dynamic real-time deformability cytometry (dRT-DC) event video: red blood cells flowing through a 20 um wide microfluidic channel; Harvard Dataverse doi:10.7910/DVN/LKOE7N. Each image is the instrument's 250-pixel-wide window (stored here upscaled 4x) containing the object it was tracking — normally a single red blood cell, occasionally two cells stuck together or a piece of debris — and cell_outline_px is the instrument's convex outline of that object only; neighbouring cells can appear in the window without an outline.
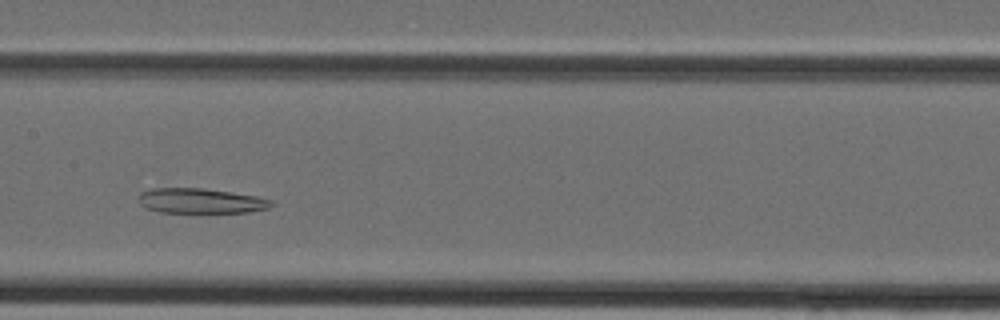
{"species": "Egyptian fruit bat (a non-hibernating species)", "species_latin": "Rousettus aegyptiacus", "temperature_condition": "cold", "stored_images_in_passage": 34, "camera_frame_rate_fps": 3000, "um_per_image_px": 0.085, "animal": {"sex": "female"}, "frame": {"image": 1, "passage_image": 14, "time_ms": 4.333, "image_size_px": [1000, 320], "cell_outline_px": [[276, 204], [268, 208], [248, 212], [160, 212], [144, 208], [140, 204], [140, 192], [152, 188], [204, 188], [256, 196], [272, 200]], "centroid_in_image_um": [17.06, 17.07], "position_along_channel_um": 190.3, "area_um2": 19.31}}
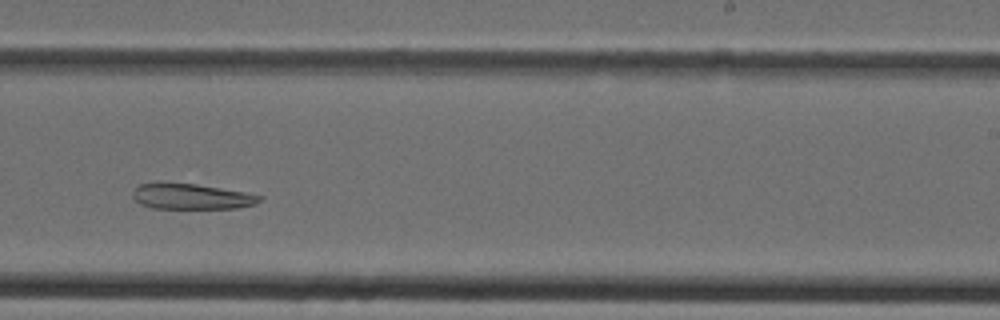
{"frame": {"image": 2, "passage_image": 19, "time_ms": 6.0, "image_size_px": [1000, 320], "cell_outline_px": [[264, 196], [256, 204], [236, 208], [152, 208], [140, 204], [132, 196], [132, 192], [140, 184], [160, 180], [196, 184], [244, 192]], "centroid_in_image_um": [16.21, 16.67], "position_along_channel_um": 272.8, "area_um2": 19.25}}
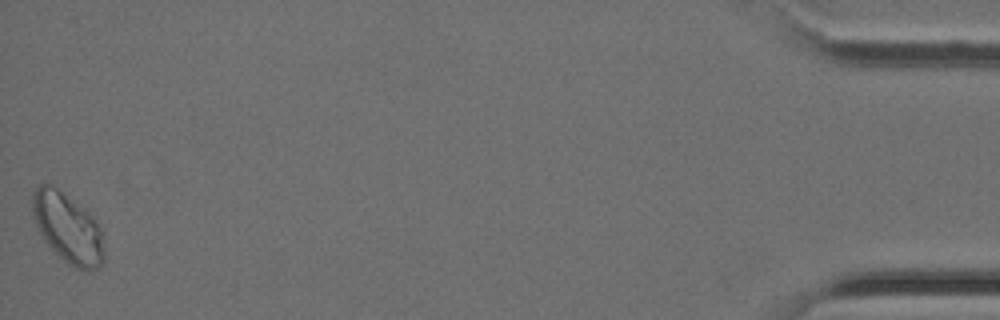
{"frame": {"image": 3, "passage_image": 34, "time_ms": 11.0, "image_size_px": [1000, 320], "cell_outline_px": [[104, 264], [88, 272], [76, 268], [68, 264], [48, 244], [36, 228], [32, 212], [32, 192], [40, 184], [52, 184], [104, 228]], "centroid_in_image_um": [5.78, 19.43], "position_along_channel_um": 429.4, "area_um2": 29.07}}